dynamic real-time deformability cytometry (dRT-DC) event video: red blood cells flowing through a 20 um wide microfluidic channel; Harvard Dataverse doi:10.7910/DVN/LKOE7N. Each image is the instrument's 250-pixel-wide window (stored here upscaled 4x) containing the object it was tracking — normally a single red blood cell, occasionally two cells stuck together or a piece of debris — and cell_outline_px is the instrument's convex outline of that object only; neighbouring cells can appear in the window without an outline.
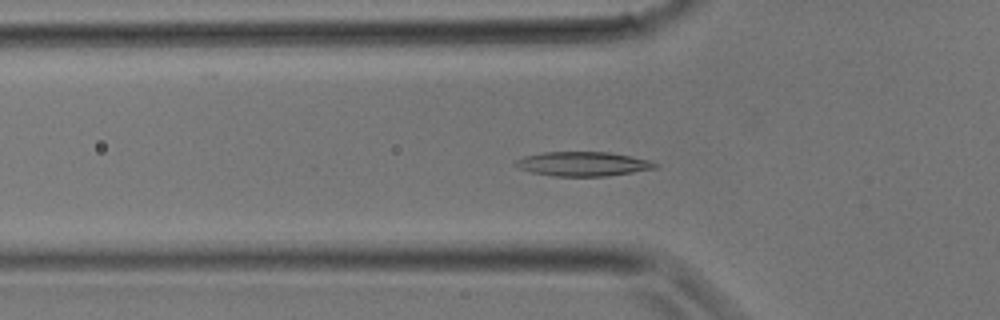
{"species": "common noctule bat (a hibernating species)", "species_latin": "Nyctalus noctula", "temperature_condition": "room temperature", "stored_images_in_passage": 31, "camera_frame_rate_fps": 3000, "um_per_image_px": 0.085, "animal": {"sex": "male", "body_mass_g": 17.9}, "frame": {"image": 1, "passage_image": 8, "time_ms": 2.333, "image_size_px": [1000, 320], "cell_outline_px": [[660, 168], [608, 176], [552, 176], [532, 172], [520, 168], [512, 164], [516, 160], [524, 156], [544, 152], [608, 152], [652, 160], [660, 164]], "centroid_in_image_um": [49.62, 13.93], "position_along_channel_um": 76.2, "area_um2": 20.0}}
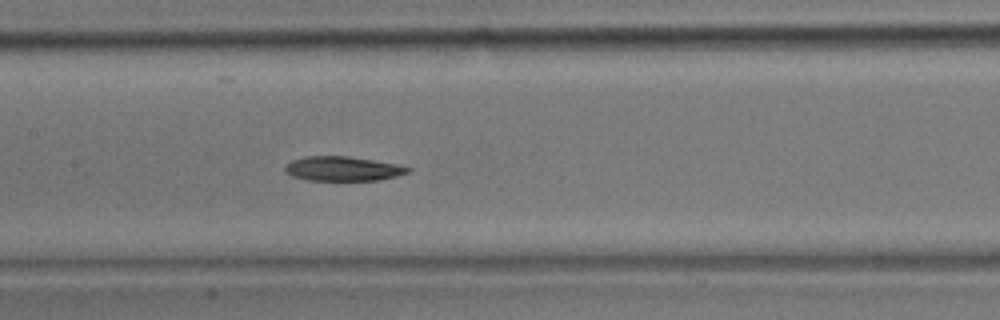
{"frame": {"image": 2, "passage_image": 13, "time_ms": 4.0, "image_size_px": [1000, 320], "cell_outline_px": [[412, 172], [380, 180], [304, 180], [292, 176], [284, 172], [284, 164], [292, 160], [304, 156], [348, 156], [396, 164], [412, 168]], "centroid_in_image_um": [29.1, 14.34], "position_along_channel_um": 178.3, "area_um2": 17.69}}
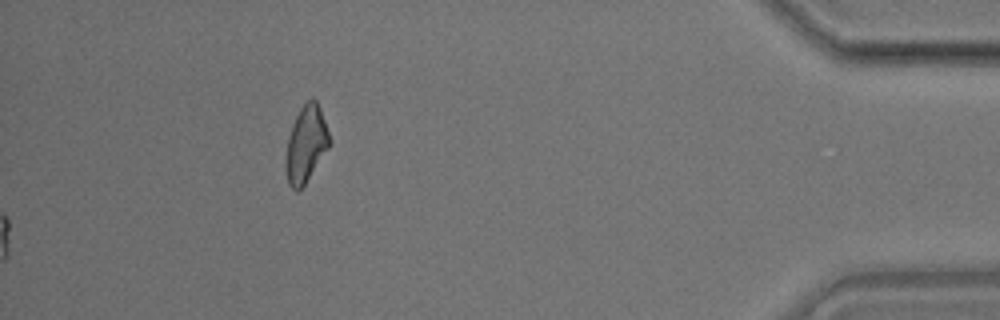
{"frame": {"image": 3, "passage_image": 31, "time_ms": 10.0, "image_size_px": [1000, 320], "cell_outline_px": [[332, 140], [328, 148], [304, 184], [296, 192], [288, 184], [284, 164], [288, 136], [292, 124], [300, 108], [312, 96], [316, 100], [320, 108]], "centroid_in_image_um": [26.0, 12.23], "position_along_channel_um": 409.2, "area_um2": 19.48}}